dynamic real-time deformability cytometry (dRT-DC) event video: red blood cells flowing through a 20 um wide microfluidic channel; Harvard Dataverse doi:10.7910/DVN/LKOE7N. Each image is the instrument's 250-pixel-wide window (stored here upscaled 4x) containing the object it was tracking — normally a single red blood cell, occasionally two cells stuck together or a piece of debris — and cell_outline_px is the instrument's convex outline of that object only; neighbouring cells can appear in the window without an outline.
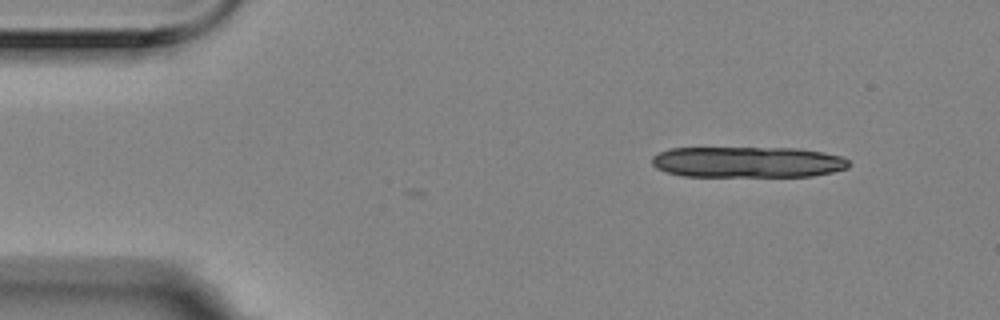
{"species": "Egyptian fruit bat (a non-hibernating species)", "species_latin": "Rousettus aegyptiacus", "temperature_condition": "room temperature", "stored_images_in_passage": 5, "camera_frame_rate_fps": 3000, "um_per_image_px": 0.085, "animal": {"sex": "female"}, "frame": {"image": 1, "passage_image": 1, "time_ms": 0.0, "image_size_px": [1000, 320], "cell_outline_px": [[852, 164], [848, 168], [832, 172], [812, 176], [684, 176], [668, 172], [656, 168], [652, 164], [652, 156], [668, 148], [800, 148], [824, 152], [840, 156], [848, 160]], "centroid_in_image_um": [63.57, 13.77], "position_along_channel_um": 21.4, "area_um2": 35.66}}
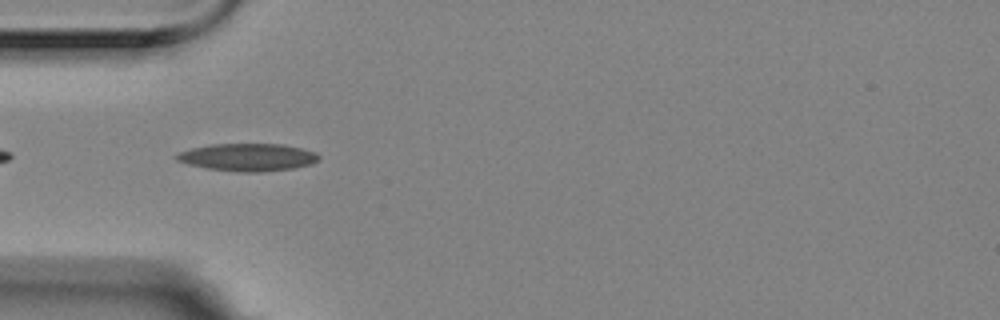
{"frame": {"image": 2, "passage_image": 4, "time_ms": 1.0, "image_size_px": [1000, 320], "cell_outline_px": [[320, 160], [312, 164], [292, 168], [260, 172], [244, 172], [208, 168], [188, 164], [176, 160], [172, 156], [176, 152], [192, 148], [212, 144], [284, 144], [316, 152], [320, 156]], "centroid_in_image_um": [21.05, 13.36], "position_along_channel_um": 64.0, "area_um2": 22.89}}
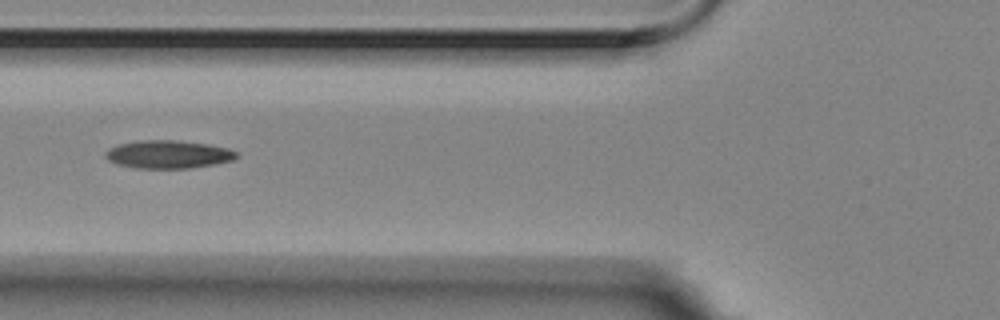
{"frame": {"image": 3, "passage_image": 5, "time_ms": 1.333, "image_size_px": [1000, 320], "cell_outline_px": [[240, 156], [232, 160], [216, 164], [188, 168], [136, 168], [116, 164], [108, 160], [104, 156], [104, 152], [108, 148], [120, 144], [140, 140], [176, 140], [208, 144], [228, 148], [236, 152]], "centroid_in_image_um": [14.28, 13.12], "position_along_channel_um": 111.5, "area_um2": 21.5}}